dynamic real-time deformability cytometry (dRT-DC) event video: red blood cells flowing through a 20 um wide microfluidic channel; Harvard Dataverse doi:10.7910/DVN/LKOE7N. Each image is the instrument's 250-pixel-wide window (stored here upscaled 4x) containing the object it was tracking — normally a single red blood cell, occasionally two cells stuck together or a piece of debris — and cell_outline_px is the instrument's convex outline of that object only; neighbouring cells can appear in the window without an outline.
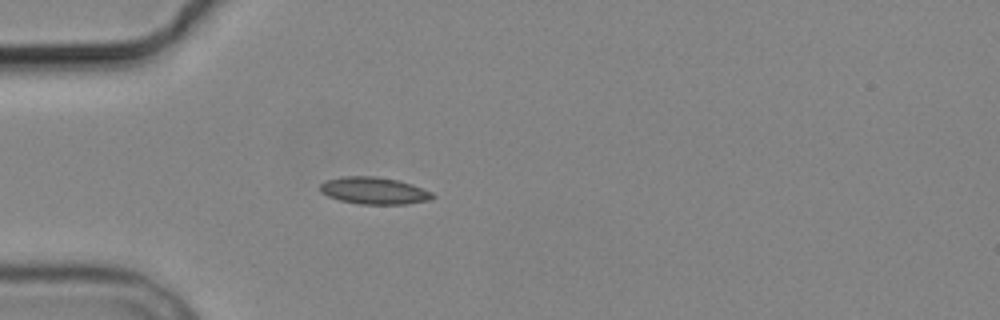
{"species": "common noctule bat (a hibernating species)", "species_latin": "Nyctalus noctula", "temperature_condition": "cold", "stored_images_in_passage": 4, "camera_frame_rate_fps": 3000, "um_per_image_px": 0.085, "animal": {"sex": "male", "body_mass_g": 19.2, "forearm_length_mm": 51.8}, "frame": {"image": 1, "passage_image": 4, "time_ms": 3.333, "image_size_px": [1000, 320], "cell_outline_px": [[436, 196], [432, 200], [404, 204], [360, 204], [340, 200], [328, 196], [320, 192], [320, 184], [328, 180], [344, 176], [376, 176], [400, 180], [412, 184], [432, 192]], "centroid_in_image_um": [31.83, 16.2], "position_along_channel_um": 53.2, "area_um2": 17.8}}